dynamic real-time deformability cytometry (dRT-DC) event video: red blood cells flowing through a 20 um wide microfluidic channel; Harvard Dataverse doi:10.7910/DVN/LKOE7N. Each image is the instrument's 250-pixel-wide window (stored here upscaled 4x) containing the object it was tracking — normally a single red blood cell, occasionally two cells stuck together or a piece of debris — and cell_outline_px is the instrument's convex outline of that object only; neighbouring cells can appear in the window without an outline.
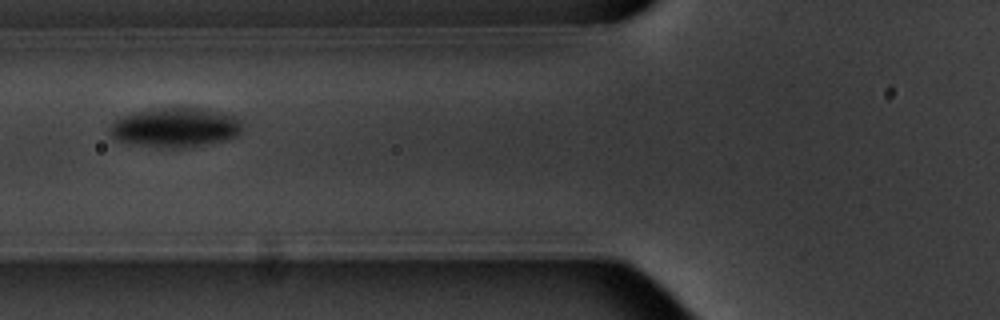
{"species": "common noctule bat (a hibernating species)", "species_latin": "Nyctalus noctula", "temperature_condition": "warm", "stored_images_in_passage": 2, "camera_frame_rate_fps": 3000, "um_per_image_px": 0.085, "animal": {"sex": "male", "body_mass_g": 20.1, "forearm_length_mm": 53.5}, "frame": {"image": 1, "passage_image": 2, "time_ms": 1.0, "image_size_px": [1000, 320], "cell_outline_px": [[240, 132], [236, 136], [228, 140], [188, 148], [160, 148], [120, 140], [112, 136], [108, 132], [112, 124], [120, 116], [136, 112], [160, 108], [204, 108], [224, 112], [236, 116], [240, 120]], "centroid_in_image_um": [14.96, 10.84], "position_along_channel_um": 110.8, "area_um2": 30.46}}